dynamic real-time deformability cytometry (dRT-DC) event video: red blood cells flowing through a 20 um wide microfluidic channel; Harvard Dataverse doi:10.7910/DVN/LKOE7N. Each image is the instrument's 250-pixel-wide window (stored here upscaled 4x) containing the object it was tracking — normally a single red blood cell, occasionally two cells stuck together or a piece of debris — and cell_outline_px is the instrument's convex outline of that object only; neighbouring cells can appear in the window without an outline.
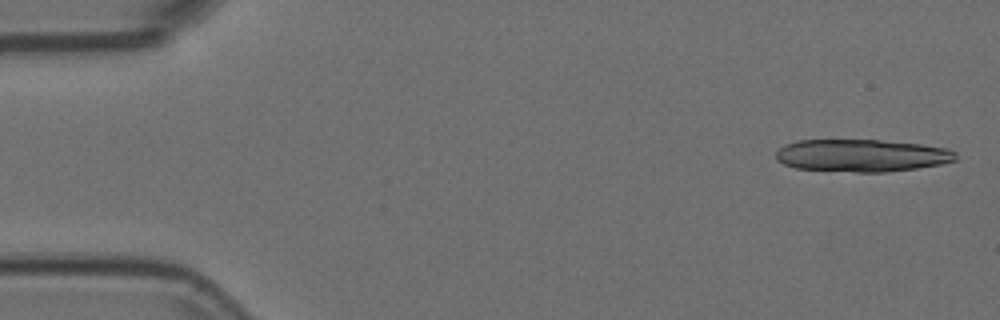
{"species": "Egyptian fruit bat (a non-hibernating species)", "species_latin": "Rousettus aegyptiacus", "temperature_condition": "room temperature", "stored_images_in_passage": 14, "camera_frame_rate_fps": 3000, "um_per_image_px": 0.085, "animal": {"sex": "female"}, "frame": {"image": 1, "passage_image": 2, "time_ms": 0.333, "image_size_px": [1000, 320], "cell_outline_px": [[956, 160], [940, 164], [916, 168], [884, 172], [856, 172], [796, 168], [784, 164], [776, 160], [776, 152], [784, 144], [796, 140], [880, 140], [920, 144], [948, 148], [956, 152]], "centroid_in_image_um": [73.23, 13.21], "position_along_channel_um": 11.8, "area_um2": 33.99}}